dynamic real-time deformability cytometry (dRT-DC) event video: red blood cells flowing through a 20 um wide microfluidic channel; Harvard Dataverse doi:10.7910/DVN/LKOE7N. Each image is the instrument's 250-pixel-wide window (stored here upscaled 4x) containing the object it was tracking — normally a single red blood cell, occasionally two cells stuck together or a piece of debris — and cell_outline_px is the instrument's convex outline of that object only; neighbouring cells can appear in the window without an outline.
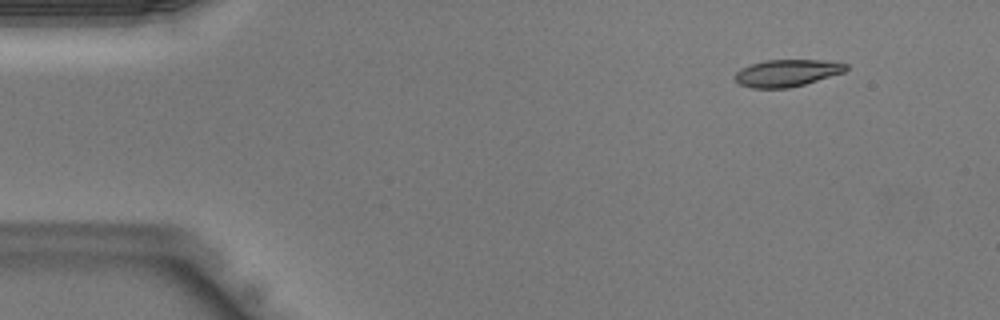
{"species": "Egyptian fruit bat (a non-hibernating species)", "species_latin": "Rousettus aegyptiacus", "temperature_condition": "warm", "stored_images_in_passage": 41, "camera_frame_rate_fps": 3000, "um_per_image_px": 0.085, "animal": {"sex": "male"}, "frame": {"image": 1, "passage_image": 3, "time_ms": 0.667, "image_size_px": [1000, 320], "cell_outline_px": [[848, 68], [844, 72], [804, 84], [788, 88], [752, 88], [740, 84], [732, 76], [740, 68], [764, 60], [824, 60], [848, 64]], "centroid_in_image_um": [66.87, 6.2], "position_along_channel_um": 18.1, "area_um2": 17.46}}
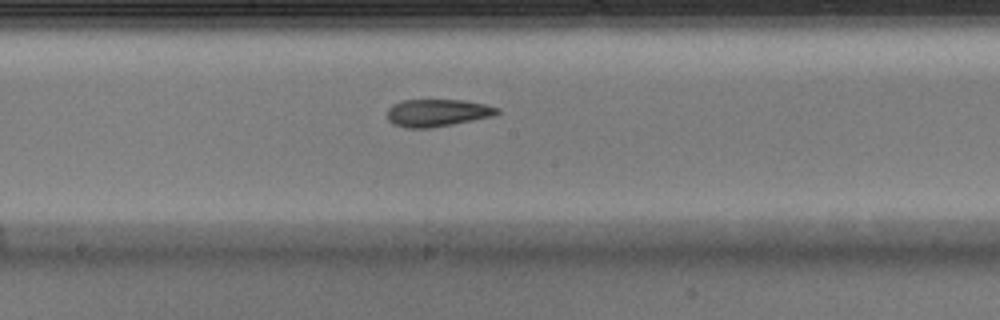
{"frame": {"image": 2, "passage_image": 21, "time_ms": 6.667, "image_size_px": [1000, 320], "cell_outline_px": [[500, 112], [492, 116], [432, 128], [404, 128], [392, 124], [388, 120], [388, 108], [392, 104], [404, 100], [464, 100], [484, 104], [500, 108]], "centroid_in_image_um": [37.14, 9.59], "position_along_channel_um": 211.1, "area_um2": 17.57}}
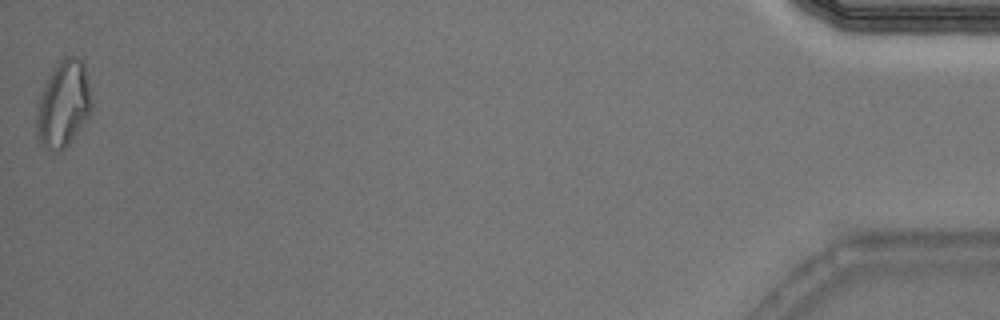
{"frame": {"image": 3, "passage_image": 41, "time_ms": 13.333, "image_size_px": [1000, 320], "cell_outline_px": [[92, 112], [68, 144], [60, 152], [52, 152], [40, 144], [36, 132], [36, 120], [40, 100], [44, 88], [52, 68], [56, 64], [68, 56], [72, 56], [80, 60], [84, 64], [92, 100]], "centroid_in_image_um": [5.4, 8.89], "position_along_channel_um": 429.8, "area_um2": 27.34}}